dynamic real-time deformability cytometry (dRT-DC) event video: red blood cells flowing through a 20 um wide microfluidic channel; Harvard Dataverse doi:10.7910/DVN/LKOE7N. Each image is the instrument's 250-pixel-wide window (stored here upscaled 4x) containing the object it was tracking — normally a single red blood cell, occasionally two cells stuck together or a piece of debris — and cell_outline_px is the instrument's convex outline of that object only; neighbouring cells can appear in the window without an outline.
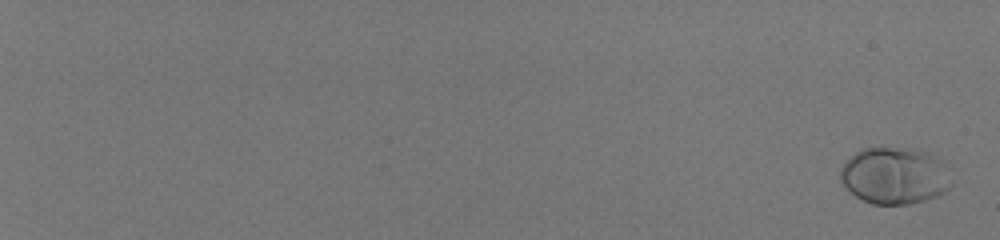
{"species": "human", "species_latin": "Homo sapiens", "temperature_condition": "room temperature", "stored_images_in_passage": 59, "camera_frame_rate_fps": 3000, "um_per_image_px": 0.085, "donor": {"sex": "male"}, "frame": {"image": 1, "passage_image": 2, "time_ms": 0.333, "image_size_px": [1000, 240], "cell_outline_px": [[952, 184], [944, 192], [936, 196], [924, 200], [908, 204], [872, 204], [856, 196], [840, 180], [840, 168], [844, 160], [860, 148], [880, 144], [884, 144], [916, 148], [928, 152], [944, 160], [948, 164]], "centroid_in_image_um": [76.06, 14.84], "position_along_channel_um": 8.9, "area_um2": 38.21}}
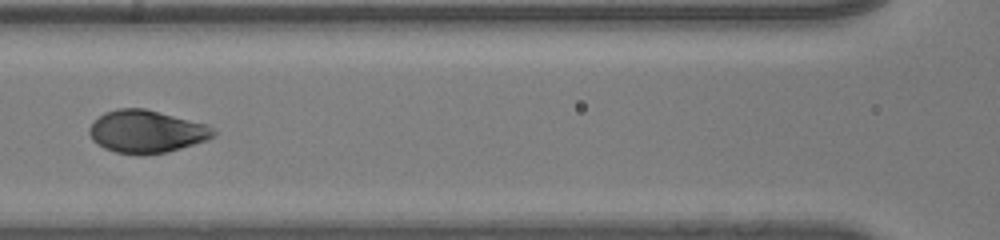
{"frame": {"image": 2, "passage_image": 35, "time_ms": 11.333, "image_size_px": [1000, 240], "cell_outline_px": [[216, 136], [208, 140], [168, 152], [144, 156], [116, 152], [104, 148], [96, 144], [92, 140], [88, 132], [88, 128], [104, 112], [116, 108], [144, 108], [208, 124], [216, 132]], "centroid_in_image_um": [12.46, 11.19], "position_along_channel_um": 154.1, "area_um2": 31.21}}
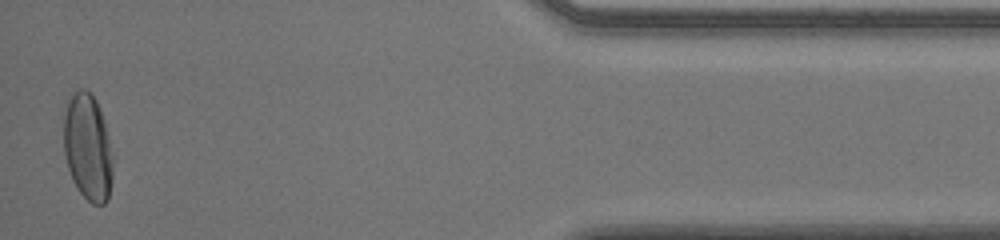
{"frame": {"image": 3, "passage_image": 59, "time_ms": 19.333, "image_size_px": [1000, 240], "cell_outline_px": [[112, 180], [108, 200], [104, 204], [92, 204], [76, 188], [72, 180], [68, 168], [64, 152], [60, 112], [68, 100], [80, 88], [84, 88], [96, 100], [104, 120], [108, 136], [112, 156]], "centroid_in_image_um": [7.41, 12.49], "position_along_channel_um": 427.8, "area_um2": 31.21}, "authors_computed_cell_mechanics": {"area_um2": 31.3276, "velocity_mm_per_s": 4.0111, "shape_relaxation_time_tau1_ms": 2.9131, "shape_relaxation_time_tau2_ms": null, "deformation_change_tau1": 0.1767, "deformation_change_tau2": null}}